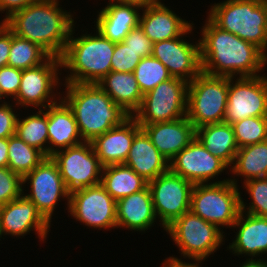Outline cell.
<instances>
[{
    "mask_svg": "<svg viewBox=\"0 0 267 267\" xmlns=\"http://www.w3.org/2000/svg\"><path fill=\"white\" fill-rule=\"evenodd\" d=\"M204 24L199 38L202 72L227 77L261 75L266 54L260 48L220 29L208 17Z\"/></svg>",
    "mask_w": 267,
    "mask_h": 267,
    "instance_id": "cell-1",
    "label": "cell"
},
{
    "mask_svg": "<svg viewBox=\"0 0 267 267\" xmlns=\"http://www.w3.org/2000/svg\"><path fill=\"white\" fill-rule=\"evenodd\" d=\"M59 3L36 0L12 13L3 23L13 34L38 44L50 56L61 57L76 21L74 15L62 9Z\"/></svg>",
    "mask_w": 267,
    "mask_h": 267,
    "instance_id": "cell-2",
    "label": "cell"
},
{
    "mask_svg": "<svg viewBox=\"0 0 267 267\" xmlns=\"http://www.w3.org/2000/svg\"><path fill=\"white\" fill-rule=\"evenodd\" d=\"M63 86L66 91L61 93V99L72 110L83 142H92L130 117L98 84Z\"/></svg>",
    "mask_w": 267,
    "mask_h": 267,
    "instance_id": "cell-3",
    "label": "cell"
},
{
    "mask_svg": "<svg viewBox=\"0 0 267 267\" xmlns=\"http://www.w3.org/2000/svg\"><path fill=\"white\" fill-rule=\"evenodd\" d=\"M96 33H84L74 37L73 26L69 41L61 59V69H68L64 83L97 84L111 71V59L115 43L105 38L97 29Z\"/></svg>",
    "mask_w": 267,
    "mask_h": 267,
    "instance_id": "cell-4",
    "label": "cell"
},
{
    "mask_svg": "<svg viewBox=\"0 0 267 267\" xmlns=\"http://www.w3.org/2000/svg\"><path fill=\"white\" fill-rule=\"evenodd\" d=\"M208 13L217 27L260 48L267 65V0H224Z\"/></svg>",
    "mask_w": 267,
    "mask_h": 267,
    "instance_id": "cell-5",
    "label": "cell"
},
{
    "mask_svg": "<svg viewBox=\"0 0 267 267\" xmlns=\"http://www.w3.org/2000/svg\"><path fill=\"white\" fill-rule=\"evenodd\" d=\"M237 181L235 176H230V180L223 183L194 185L190 210L219 229H224L225 226L231 228L241 211V192L238 187L242 186Z\"/></svg>",
    "mask_w": 267,
    "mask_h": 267,
    "instance_id": "cell-6",
    "label": "cell"
},
{
    "mask_svg": "<svg viewBox=\"0 0 267 267\" xmlns=\"http://www.w3.org/2000/svg\"><path fill=\"white\" fill-rule=\"evenodd\" d=\"M165 231L179 248L181 258H188L191 262L202 263L226 240L223 229L203 220L191 210L175 219Z\"/></svg>",
    "mask_w": 267,
    "mask_h": 267,
    "instance_id": "cell-7",
    "label": "cell"
},
{
    "mask_svg": "<svg viewBox=\"0 0 267 267\" xmlns=\"http://www.w3.org/2000/svg\"><path fill=\"white\" fill-rule=\"evenodd\" d=\"M228 77L200 72L188 84L186 117L195 128L224 122Z\"/></svg>",
    "mask_w": 267,
    "mask_h": 267,
    "instance_id": "cell-8",
    "label": "cell"
},
{
    "mask_svg": "<svg viewBox=\"0 0 267 267\" xmlns=\"http://www.w3.org/2000/svg\"><path fill=\"white\" fill-rule=\"evenodd\" d=\"M188 82L172 77L143 95L138 111L133 115L139 125L174 121L187 113Z\"/></svg>",
    "mask_w": 267,
    "mask_h": 267,
    "instance_id": "cell-9",
    "label": "cell"
},
{
    "mask_svg": "<svg viewBox=\"0 0 267 267\" xmlns=\"http://www.w3.org/2000/svg\"><path fill=\"white\" fill-rule=\"evenodd\" d=\"M60 71H62L61 59L54 56H50L39 66L22 70L20 88L17 96L11 99L12 102L16 101L14 104L17 107L21 106L26 109L28 107L45 109L47 106L57 103V100L61 99V94L57 90L63 83L60 81L62 80Z\"/></svg>",
    "mask_w": 267,
    "mask_h": 267,
    "instance_id": "cell-10",
    "label": "cell"
},
{
    "mask_svg": "<svg viewBox=\"0 0 267 267\" xmlns=\"http://www.w3.org/2000/svg\"><path fill=\"white\" fill-rule=\"evenodd\" d=\"M23 195L30 200L51 224L54 210L61 198L66 199V209L69 208L70 192L67 190L57 163L52 157H45L31 172L22 178ZM25 183L30 186V192H24Z\"/></svg>",
    "mask_w": 267,
    "mask_h": 267,
    "instance_id": "cell-11",
    "label": "cell"
},
{
    "mask_svg": "<svg viewBox=\"0 0 267 267\" xmlns=\"http://www.w3.org/2000/svg\"><path fill=\"white\" fill-rule=\"evenodd\" d=\"M193 186L170 170L148 182L154 211L163 230L190 210Z\"/></svg>",
    "mask_w": 267,
    "mask_h": 267,
    "instance_id": "cell-12",
    "label": "cell"
},
{
    "mask_svg": "<svg viewBox=\"0 0 267 267\" xmlns=\"http://www.w3.org/2000/svg\"><path fill=\"white\" fill-rule=\"evenodd\" d=\"M267 116V76L228 77V101L224 123Z\"/></svg>",
    "mask_w": 267,
    "mask_h": 267,
    "instance_id": "cell-13",
    "label": "cell"
},
{
    "mask_svg": "<svg viewBox=\"0 0 267 267\" xmlns=\"http://www.w3.org/2000/svg\"><path fill=\"white\" fill-rule=\"evenodd\" d=\"M70 216L90 228H117L116 200L101 185L85 187L70 193Z\"/></svg>",
    "mask_w": 267,
    "mask_h": 267,
    "instance_id": "cell-14",
    "label": "cell"
},
{
    "mask_svg": "<svg viewBox=\"0 0 267 267\" xmlns=\"http://www.w3.org/2000/svg\"><path fill=\"white\" fill-rule=\"evenodd\" d=\"M51 157L57 163L60 175L70 193L77 189L101 184L103 166L91 142L68 147Z\"/></svg>",
    "mask_w": 267,
    "mask_h": 267,
    "instance_id": "cell-15",
    "label": "cell"
},
{
    "mask_svg": "<svg viewBox=\"0 0 267 267\" xmlns=\"http://www.w3.org/2000/svg\"><path fill=\"white\" fill-rule=\"evenodd\" d=\"M230 168L219 158L211 154L195 137V139L169 161V170L196 184L223 183L230 178L218 180ZM218 181L213 182L214 178ZM212 182H211V181Z\"/></svg>",
    "mask_w": 267,
    "mask_h": 267,
    "instance_id": "cell-16",
    "label": "cell"
},
{
    "mask_svg": "<svg viewBox=\"0 0 267 267\" xmlns=\"http://www.w3.org/2000/svg\"><path fill=\"white\" fill-rule=\"evenodd\" d=\"M193 27L192 25L180 37L153 43L152 52V56L166 66L172 77L188 83L202 71L199 39L194 44L185 38V35L192 33Z\"/></svg>",
    "mask_w": 267,
    "mask_h": 267,
    "instance_id": "cell-17",
    "label": "cell"
},
{
    "mask_svg": "<svg viewBox=\"0 0 267 267\" xmlns=\"http://www.w3.org/2000/svg\"><path fill=\"white\" fill-rule=\"evenodd\" d=\"M51 224L23 194L13 201L0 206L1 235L22 238L35 231L43 243L47 239Z\"/></svg>",
    "mask_w": 267,
    "mask_h": 267,
    "instance_id": "cell-18",
    "label": "cell"
},
{
    "mask_svg": "<svg viewBox=\"0 0 267 267\" xmlns=\"http://www.w3.org/2000/svg\"><path fill=\"white\" fill-rule=\"evenodd\" d=\"M232 228H236L237 232L227 250L234 256L244 255L251 260H254V257L258 260L260 256L259 259L263 260L262 255L267 253V217L240 211Z\"/></svg>",
    "mask_w": 267,
    "mask_h": 267,
    "instance_id": "cell-19",
    "label": "cell"
},
{
    "mask_svg": "<svg viewBox=\"0 0 267 267\" xmlns=\"http://www.w3.org/2000/svg\"><path fill=\"white\" fill-rule=\"evenodd\" d=\"M140 129L137 120L130 116L120 126L96 137L91 144L102 166L124 164L135 134Z\"/></svg>",
    "mask_w": 267,
    "mask_h": 267,
    "instance_id": "cell-20",
    "label": "cell"
},
{
    "mask_svg": "<svg viewBox=\"0 0 267 267\" xmlns=\"http://www.w3.org/2000/svg\"><path fill=\"white\" fill-rule=\"evenodd\" d=\"M168 7L158 0L140 11L139 25L152 43L180 37L194 25Z\"/></svg>",
    "mask_w": 267,
    "mask_h": 267,
    "instance_id": "cell-21",
    "label": "cell"
},
{
    "mask_svg": "<svg viewBox=\"0 0 267 267\" xmlns=\"http://www.w3.org/2000/svg\"><path fill=\"white\" fill-rule=\"evenodd\" d=\"M140 127L168 161L196 137V128L186 116L174 121L140 125Z\"/></svg>",
    "mask_w": 267,
    "mask_h": 267,
    "instance_id": "cell-22",
    "label": "cell"
},
{
    "mask_svg": "<svg viewBox=\"0 0 267 267\" xmlns=\"http://www.w3.org/2000/svg\"><path fill=\"white\" fill-rule=\"evenodd\" d=\"M117 228L145 232L157 217L149 187L116 201ZM153 225V226H152Z\"/></svg>",
    "mask_w": 267,
    "mask_h": 267,
    "instance_id": "cell-23",
    "label": "cell"
},
{
    "mask_svg": "<svg viewBox=\"0 0 267 267\" xmlns=\"http://www.w3.org/2000/svg\"><path fill=\"white\" fill-rule=\"evenodd\" d=\"M142 8L134 4L108 2L98 11L96 29L114 43L123 42L128 33L139 25Z\"/></svg>",
    "mask_w": 267,
    "mask_h": 267,
    "instance_id": "cell-24",
    "label": "cell"
},
{
    "mask_svg": "<svg viewBox=\"0 0 267 267\" xmlns=\"http://www.w3.org/2000/svg\"><path fill=\"white\" fill-rule=\"evenodd\" d=\"M83 143L72 110L62 100L48 106V157Z\"/></svg>",
    "mask_w": 267,
    "mask_h": 267,
    "instance_id": "cell-25",
    "label": "cell"
},
{
    "mask_svg": "<svg viewBox=\"0 0 267 267\" xmlns=\"http://www.w3.org/2000/svg\"><path fill=\"white\" fill-rule=\"evenodd\" d=\"M124 165L148 182L169 170V161L152 144L142 128L135 134Z\"/></svg>",
    "mask_w": 267,
    "mask_h": 267,
    "instance_id": "cell-26",
    "label": "cell"
},
{
    "mask_svg": "<svg viewBox=\"0 0 267 267\" xmlns=\"http://www.w3.org/2000/svg\"><path fill=\"white\" fill-rule=\"evenodd\" d=\"M97 84L130 116L140 108L143 94L134 73L110 71Z\"/></svg>",
    "mask_w": 267,
    "mask_h": 267,
    "instance_id": "cell-27",
    "label": "cell"
},
{
    "mask_svg": "<svg viewBox=\"0 0 267 267\" xmlns=\"http://www.w3.org/2000/svg\"><path fill=\"white\" fill-rule=\"evenodd\" d=\"M196 138L211 154L231 168L239 150L231 124L222 122L200 126L196 128Z\"/></svg>",
    "mask_w": 267,
    "mask_h": 267,
    "instance_id": "cell-28",
    "label": "cell"
},
{
    "mask_svg": "<svg viewBox=\"0 0 267 267\" xmlns=\"http://www.w3.org/2000/svg\"><path fill=\"white\" fill-rule=\"evenodd\" d=\"M101 185L117 201L148 186L142 176L124 164L103 167Z\"/></svg>",
    "mask_w": 267,
    "mask_h": 267,
    "instance_id": "cell-29",
    "label": "cell"
},
{
    "mask_svg": "<svg viewBox=\"0 0 267 267\" xmlns=\"http://www.w3.org/2000/svg\"><path fill=\"white\" fill-rule=\"evenodd\" d=\"M229 172L243 182L267 177V140L239 148Z\"/></svg>",
    "mask_w": 267,
    "mask_h": 267,
    "instance_id": "cell-30",
    "label": "cell"
},
{
    "mask_svg": "<svg viewBox=\"0 0 267 267\" xmlns=\"http://www.w3.org/2000/svg\"><path fill=\"white\" fill-rule=\"evenodd\" d=\"M37 110L23 119L17 118L16 135L48 157V106Z\"/></svg>",
    "mask_w": 267,
    "mask_h": 267,
    "instance_id": "cell-31",
    "label": "cell"
},
{
    "mask_svg": "<svg viewBox=\"0 0 267 267\" xmlns=\"http://www.w3.org/2000/svg\"><path fill=\"white\" fill-rule=\"evenodd\" d=\"M46 156L26 144L17 135L8 138V168L22 178L38 166Z\"/></svg>",
    "mask_w": 267,
    "mask_h": 267,
    "instance_id": "cell-32",
    "label": "cell"
},
{
    "mask_svg": "<svg viewBox=\"0 0 267 267\" xmlns=\"http://www.w3.org/2000/svg\"><path fill=\"white\" fill-rule=\"evenodd\" d=\"M49 57L50 55L38 44L18 37L11 31L8 66L25 70L39 66Z\"/></svg>",
    "mask_w": 267,
    "mask_h": 267,
    "instance_id": "cell-33",
    "label": "cell"
},
{
    "mask_svg": "<svg viewBox=\"0 0 267 267\" xmlns=\"http://www.w3.org/2000/svg\"><path fill=\"white\" fill-rule=\"evenodd\" d=\"M133 73L143 95L172 78L166 66L153 56L142 58Z\"/></svg>",
    "mask_w": 267,
    "mask_h": 267,
    "instance_id": "cell-34",
    "label": "cell"
},
{
    "mask_svg": "<svg viewBox=\"0 0 267 267\" xmlns=\"http://www.w3.org/2000/svg\"><path fill=\"white\" fill-rule=\"evenodd\" d=\"M231 126L239 148L267 140V116L248 117Z\"/></svg>",
    "mask_w": 267,
    "mask_h": 267,
    "instance_id": "cell-35",
    "label": "cell"
},
{
    "mask_svg": "<svg viewBox=\"0 0 267 267\" xmlns=\"http://www.w3.org/2000/svg\"><path fill=\"white\" fill-rule=\"evenodd\" d=\"M243 188H246L251 202L247 204L240 197V210L251 215L267 217V177L243 182Z\"/></svg>",
    "mask_w": 267,
    "mask_h": 267,
    "instance_id": "cell-36",
    "label": "cell"
},
{
    "mask_svg": "<svg viewBox=\"0 0 267 267\" xmlns=\"http://www.w3.org/2000/svg\"><path fill=\"white\" fill-rule=\"evenodd\" d=\"M22 177L8 167H0V206L23 194Z\"/></svg>",
    "mask_w": 267,
    "mask_h": 267,
    "instance_id": "cell-37",
    "label": "cell"
},
{
    "mask_svg": "<svg viewBox=\"0 0 267 267\" xmlns=\"http://www.w3.org/2000/svg\"><path fill=\"white\" fill-rule=\"evenodd\" d=\"M141 58L125 43H115L111 59V71L133 73Z\"/></svg>",
    "mask_w": 267,
    "mask_h": 267,
    "instance_id": "cell-38",
    "label": "cell"
},
{
    "mask_svg": "<svg viewBox=\"0 0 267 267\" xmlns=\"http://www.w3.org/2000/svg\"><path fill=\"white\" fill-rule=\"evenodd\" d=\"M22 70L10 66L0 68V92L4 98H15L20 88Z\"/></svg>",
    "mask_w": 267,
    "mask_h": 267,
    "instance_id": "cell-39",
    "label": "cell"
},
{
    "mask_svg": "<svg viewBox=\"0 0 267 267\" xmlns=\"http://www.w3.org/2000/svg\"><path fill=\"white\" fill-rule=\"evenodd\" d=\"M130 49L137 53L142 59L144 57L152 56L153 43L145 35L143 29L138 25L133 28L123 40Z\"/></svg>",
    "mask_w": 267,
    "mask_h": 267,
    "instance_id": "cell-40",
    "label": "cell"
},
{
    "mask_svg": "<svg viewBox=\"0 0 267 267\" xmlns=\"http://www.w3.org/2000/svg\"><path fill=\"white\" fill-rule=\"evenodd\" d=\"M17 105H11L10 101L0 105V138H9L16 135V122L18 114L15 113Z\"/></svg>",
    "mask_w": 267,
    "mask_h": 267,
    "instance_id": "cell-41",
    "label": "cell"
},
{
    "mask_svg": "<svg viewBox=\"0 0 267 267\" xmlns=\"http://www.w3.org/2000/svg\"><path fill=\"white\" fill-rule=\"evenodd\" d=\"M11 48V30L0 21V68L8 66Z\"/></svg>",
    "mask_w": 267,
    "mask_h": 267,
    "instance_id": "cell-42",
    "label": "cell"
},
{
    "mask_svg": "<svg viewBox=\"0 0 267 267\" xmlns=\"http://www.w3.org/2000/svg\"><path fill=\"white\" fill-rule=\"evenodd\" d=\"M36 0H0V12H5L6 16L2 22L7 19L12 13L24 9L29 4Z\"/></svg>",
    "mask_w": 267,
    "mask_h": 267,
    "instance_id": "cell-43",
    "label": "cell"
},
{
    "mask_svg": "<svg viewBox=\"0 0 267 267\" xmlns=\"http://www.w3.org/2000/svg\"><path fill=\"white\" fill-rule=\"evenodd\" d=\"M162 265L161 267H202L201 262H183V260L174 256L167 257Z\"/></svg>",
    "mask_w": 267,
    "mask_h": 267,
    "instance_id": "cell-44",
    "label": "cell"
},
{
    "mask_svg": "<svg viewBox=\"0 0 267 267\" xmlns=\"http://www.w3.org/2000/svg\"><path fill=\"white\" fill-rule=\"evenodd\" d=\"M0 167H8V138H0Z\"/></svg>",
    "mask_w": 267,
    "mask_h": 267,
    "instance_id": "cell-45",
    "label": "cell"
},
{
    "mask_svg": "<svg viewBox=\"0 0 267 267\" xmlns=\"http://www.w3.org/2000/svg\"><path fill=\"white\" fill-rule=\"evenodd\" d=\"M157 1L158 0H109L108 2L134 4L140 6L141 8H144L147 5L153 4Z\"/></svg>",
    "mask_w": 267,
    "mask_h": 267,
    "instance_id": "cell-46",
    "label": "cell"
},
{
    "mask_svg": "<svg viewBox=\"0 0 267 267\" xmlns=\"http://www.w3.org/2000/svg\"><path fill=\"white\" fill-rule=\"evenodd\" d=\"M240 267H267V260H265V258L262 260L260 259H246L245 262H242L241 265H239Z\"/></svg>",
    "mask_w": 267,
    "mask_h": 267,
    "instance_id": "cell-47",
    "label": "cell"
},
{
    "mask_svg": "<svg viewBox=\"0 0 267 267\" xmlns=\"http://www.w3.org/2000/svg\"><path fill=\"white\" fill-rule=\"evenodd\" d=\"M2 99H4V96L1 94V92H0V105H3V104H5L6 103V101L5 100H2ZM3 101V102H2ZM2 102V103H1Z\"/></svg>",
    "mask_w": 267,
    "mask_h": 267,
    "instance_id": "cell-48",
    "label": "cell"
}]
</instances>
